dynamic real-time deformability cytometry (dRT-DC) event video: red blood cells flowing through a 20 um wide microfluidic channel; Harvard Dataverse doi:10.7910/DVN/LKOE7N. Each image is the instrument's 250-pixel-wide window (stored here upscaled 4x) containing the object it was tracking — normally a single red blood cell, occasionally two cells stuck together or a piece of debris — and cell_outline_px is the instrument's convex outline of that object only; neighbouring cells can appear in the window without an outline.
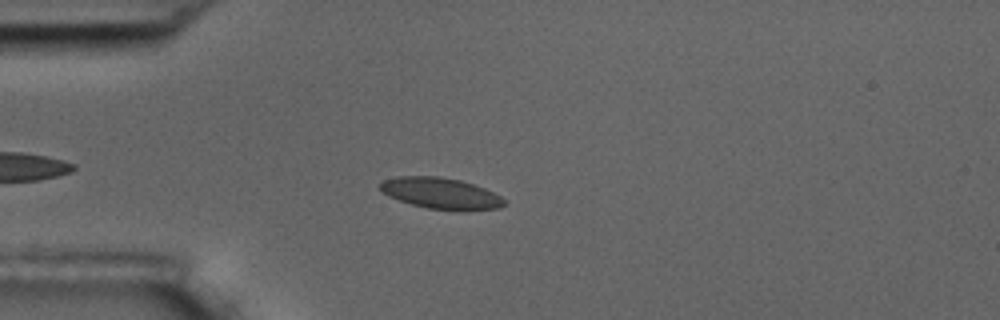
{"species": "common noctule bat (a hibernating species)", "species_latin": "Nyctalus noctula", "temperature_condition": "room temperature", "stored_images_in_passage": 2, "camera_frame_rate_fps": 3000, "um_per_image_px": 0.085, "animal": {"sex": "male", "body_mass_g": 17.5, "forearm_length_mm": 52.3}, "frame": {"image": 1, "passage_image": 2, "time_ms": 1.333, "image_size_px": [1000, 320], "cell_outline_px": [[504, 204], [500, 208], [428, 208], [412, 204], [400, 200], [384, 192], [380, 188], [380, 184], [384, 180], [396, 176], [436, 176], [460, 180], [484, 188], [500, 196], [504, 200]], "centroid_in_image_um": [37.42, 16.38], "position_along_channel_um": 47.6, "area_um2": 21.39}}